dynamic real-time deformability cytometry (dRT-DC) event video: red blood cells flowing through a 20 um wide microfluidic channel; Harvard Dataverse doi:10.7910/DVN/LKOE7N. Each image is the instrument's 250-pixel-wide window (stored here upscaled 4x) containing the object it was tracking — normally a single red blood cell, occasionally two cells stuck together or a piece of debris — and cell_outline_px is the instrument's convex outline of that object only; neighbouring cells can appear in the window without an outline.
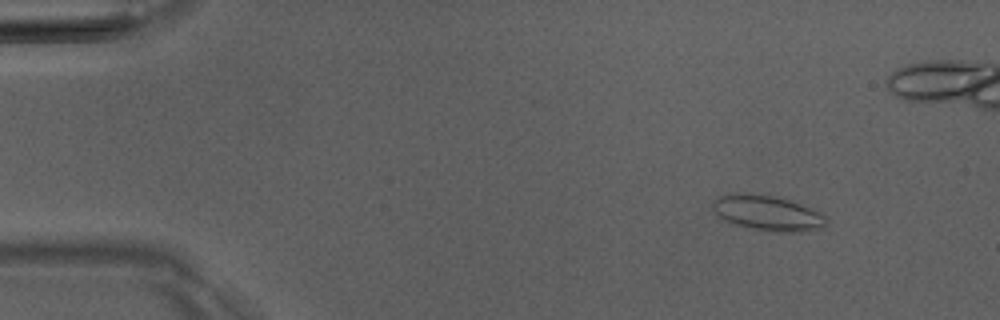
{"species": "Egyptian fruit bat (a non-hibernating species)", "species_latin": "Rousettus aegyptiacus", "temperature_condition": "room temperature", "stored_images_in_passage": 6, "camera_frame_rate_fps": 3000, "um_per_image_px": 0.085, "animal": {"sex": "male"}, "frame": {"image": 1, "passage_image": 2, "time_ms": 1.0, "image_size_px": [1000, 320], "cell_outline_px": [[828, 220], [824, 228], [804, 232], [768, 232], [736, 224], [720, 216], [712, 208], [712, 200], [720, 196], [744, 192], [772, 196], [792, 200], [820, 212]], "centroid_in_image_um": [65.3, 18.11], "position_along_channel_um": 19.7, "area_um2": 23.35}}